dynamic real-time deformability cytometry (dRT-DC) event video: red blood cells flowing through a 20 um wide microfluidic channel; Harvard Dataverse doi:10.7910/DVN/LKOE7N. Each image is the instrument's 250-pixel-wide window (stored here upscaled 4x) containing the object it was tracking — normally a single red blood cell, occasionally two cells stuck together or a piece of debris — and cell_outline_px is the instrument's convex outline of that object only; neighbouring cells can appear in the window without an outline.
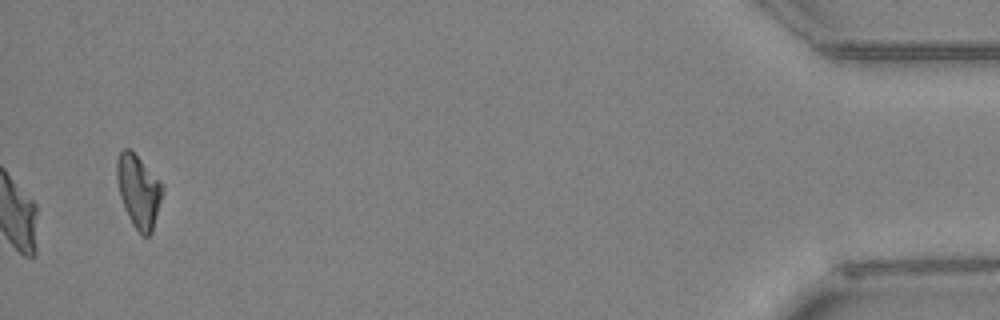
{"species": "Egyptian fruit bat (a non-hibernating species)", "species_latin": "Rousettus aegyptiacus", "temperature_condition": "warm", "stored_images_in_passage": 42, "camera_frame_rate_fps": 3000, "um_per_image_px": 0.085, "animal": {"sex": "female"}, "frame": {"image": 1, "passage_image": 42, "time_ms": 13.667, "image_size_px": [1000, 320], "cell_outline_px": [[164, 192], [152, 232], [148, 236], [140, 236], [132, 224], [128, 216], [120, 196], [116, 176], [116, 160], [120, 152], [124, 148], [128, 148], [160, 180], [164, 188]], "centroid_in_image_um": [11.79, 16.28], "position_along_channel_um": 423.4, "area_um2": 19.36}, "authors_computed_cell_mechanics": {"area_um2": 22.3686, "velocity_mm_per_s": 3.4838, "shape_relaxation_time_tau1_ms": null, "shape_relaxation_time_tau2_ms": 2.4509, "deformation_change_tau1": null, "deformation_change_tau2": 0.0723}}